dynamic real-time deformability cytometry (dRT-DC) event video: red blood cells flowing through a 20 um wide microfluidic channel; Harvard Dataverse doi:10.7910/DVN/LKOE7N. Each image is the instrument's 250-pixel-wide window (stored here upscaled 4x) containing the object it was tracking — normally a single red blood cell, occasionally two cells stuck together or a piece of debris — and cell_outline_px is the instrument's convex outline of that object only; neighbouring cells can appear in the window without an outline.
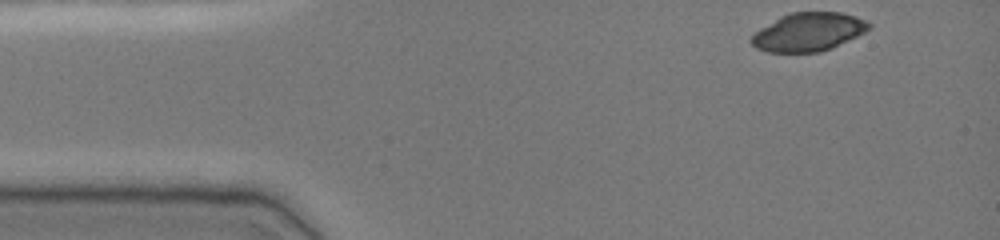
{"species": "common noctule bat (a hibernating species)", "species_latin": "Nyctalus noctula", "temperature_condition": "cold", "stored_images_in_passage": 39, "camera_frame_rate_fps": 3000, "um_per_image_px": 0.085, "animal": {"sex": "female", "body_mass_g": 19.0, "forearm_length_mm": 51.5}, "frame": {"image": 1, "passage_image": 1, "time_ms": 0.0, "image_size_px": [1000, 240], "cell_outline_px": [[872, 28], [832, 48], [820, 52], [768, 52], [756, 48], [748, 40], [760, 28], [780, 16], [788, 12], [840, 12], [856, 16], [872, 24]], "centroid_in_image_um": [68.7, 2.71], "position_along_channel_um": 16.3, "area_um2": 26.36}}
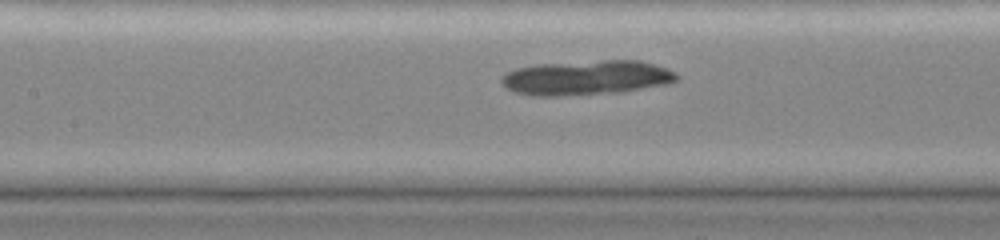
{"frame": {"image": 2, "passage_image": 18, "time_ms": 5.667, "image_size_px": [1000, 240], "cell_outline_px": [[680, 76], [672, 84], [620, 92], [556, 96], [532, 96], [516, 92], [508, 88], [500, 80], [508, 72], [516, 68], [536, 64], [604, 60], [640, 60], [668, 68], [676, 72]], "centroid_in_image_um": [49.93, 6.6], "position_along_channel_um": 157.5, "area_um2": 35.55}}
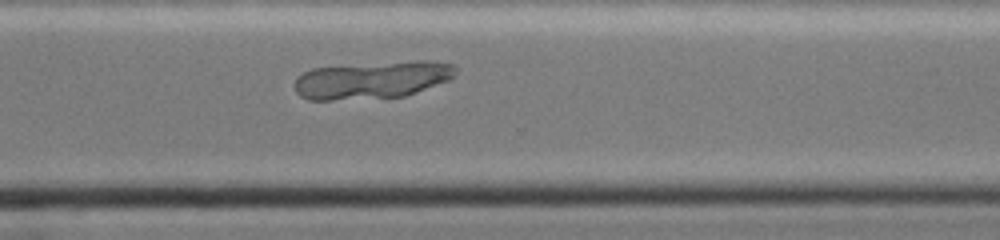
{"frame": {"image": 3, "passage_image": 32, "time_ms": 10.333, "image_size_px": [1000, 240], "cell_outline_px": [[456, 76], [452, 80], [404, 96], [332, 100], [308, 100], [300, 96], [296, 92], [292, 84], [296, 76], [312, 68], [420, 60], [424, 60], [456, 64]], "centroid_in_image_um": [31.64, 6.8], "position_along_channel_um": 339.0, "area_um2": 35.37}}